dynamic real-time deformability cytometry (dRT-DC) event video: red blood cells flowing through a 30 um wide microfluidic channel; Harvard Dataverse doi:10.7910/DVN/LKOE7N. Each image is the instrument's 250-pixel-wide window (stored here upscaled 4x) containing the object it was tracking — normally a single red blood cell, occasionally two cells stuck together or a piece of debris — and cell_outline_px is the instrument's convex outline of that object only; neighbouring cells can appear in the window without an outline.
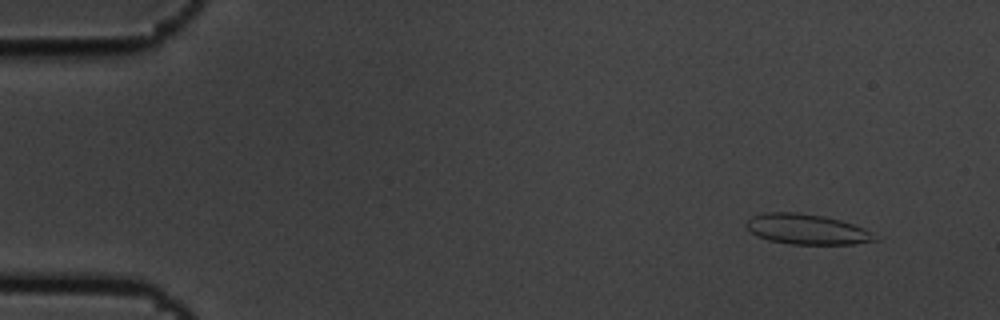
{"species": "common noctule bat (a hibernating species)", "species_latin": "Nyctalus noctula", "temperature_condition": "cold", "stored_images_in_passage": 4, "camera_frame_rate_fps": 3000, "um_per_image_px": 0.085, "animal": {"sex": "male", "body_mass_g": 19.5, "forearm_length_mm": 54.6}, "frame": {"image": 1, "passage_image": 1, "time_ms": 0.0, "image_size_px": [1000, 320], "cell_outline_px": [[880, 240], [852, 244], [788, 244], [768, 240], [756, 236], [744, 224], [752, 216], [764, 212], [796, 212], [824, 216], [840, 220], [864, 228], [880, 236]], "centroid_in_image_um": [68.6, 19.49], "position_along_channel_um": 16.4, "area_um2": 22.89}}